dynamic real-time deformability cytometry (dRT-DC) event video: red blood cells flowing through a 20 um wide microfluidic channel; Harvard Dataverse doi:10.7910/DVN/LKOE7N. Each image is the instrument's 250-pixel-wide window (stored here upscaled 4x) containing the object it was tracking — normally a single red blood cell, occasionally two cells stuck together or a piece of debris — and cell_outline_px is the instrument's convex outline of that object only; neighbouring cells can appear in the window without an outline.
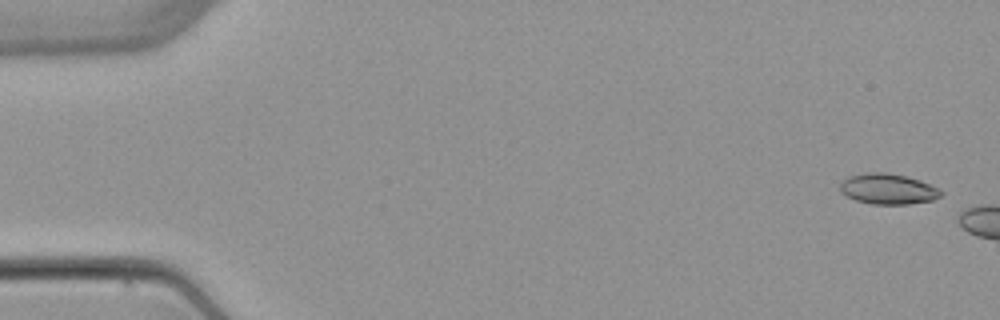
{"species": "common noctule bat (a hibernating species)", "species_latin": "Nyctalus noctula", "temperature_condition": "warm", "stored_images_in_passage": 3, "camera_frame_rate_fps": 3000, "um_per_image_px": 0.085, "animal": {"sex": "female", "body_mass_g": 22.7, "forearm_length_mm": 54.2}, "frame": {"image": 1, "passage_image": 1, "time_ms": 0.0, "image_size_px": [1000, 320], "cell_outline_px": [[944, 192], [940, 196], [932, 200], [908, 204], [872, 204], [856, 200], [840, 192], [840, 184], [848, 176], [864, 172], [888, 172], [920, 180], [940, 188]], "centroid_in_image_um": [75.49, 16.05], "position_along_channel_um": 9.5, "area_um2": 18.03}}